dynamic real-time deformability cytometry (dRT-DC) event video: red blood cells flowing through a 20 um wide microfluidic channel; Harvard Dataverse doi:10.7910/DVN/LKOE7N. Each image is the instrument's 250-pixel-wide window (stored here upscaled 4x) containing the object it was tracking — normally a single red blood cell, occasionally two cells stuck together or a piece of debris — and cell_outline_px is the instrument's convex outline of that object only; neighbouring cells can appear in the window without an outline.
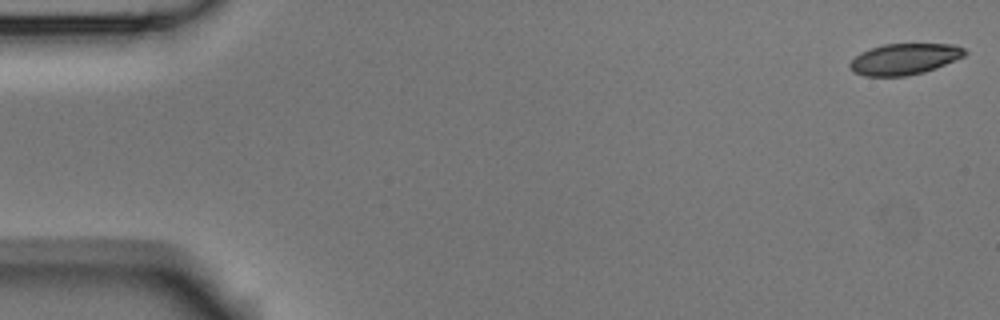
{"species": "Egyptian fruit bat (a non-hibernating species)", "species_latin": "Rousettus aegyptiacus", "temperature_condition": "room temperature", "stored_images_in_passage": 4, "segment_of_instrument_passage": [2, 2], "camera_frame_rate_fps": 3000, "um_per_image_px": 0.085, "animal": {"sex": "male"}, "frame": {"image": 1, "passage_image": 4, "time_ms": 1.0, "image_size_px": [1000, 320], "cell_outline_px": [[968, 52], [964, 56], [936, 68], [924, 72], [904, 76], [864, 76], [852, 72], [848, 68], [848, 64], [860, 52], [884, 44], [956, 44], [964, 48]], "centroid_in_image_um": [76.86, 5.02], "position_along_channel_um": 8.1, "area_um2": 20.92}}